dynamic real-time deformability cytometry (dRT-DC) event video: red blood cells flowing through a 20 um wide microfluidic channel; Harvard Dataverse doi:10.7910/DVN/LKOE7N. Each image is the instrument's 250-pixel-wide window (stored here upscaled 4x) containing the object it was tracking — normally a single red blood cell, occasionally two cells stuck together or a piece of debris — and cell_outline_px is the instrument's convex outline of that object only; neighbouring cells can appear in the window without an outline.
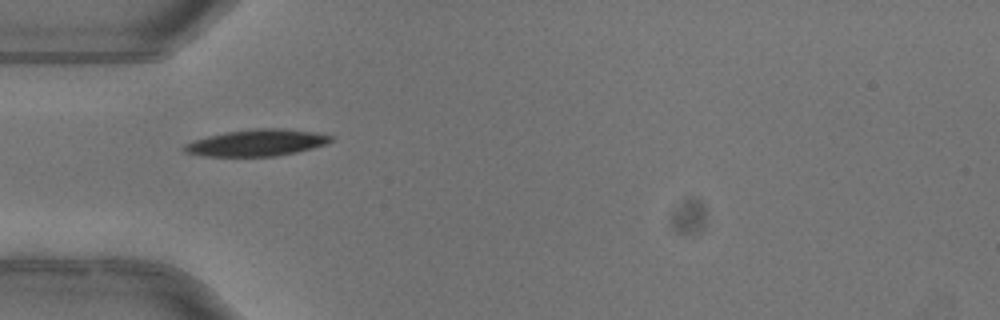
{"species": "common noctule bat (a hibernating species)", "species_latin": "Nyctalus noctula", "temperature_condition": "warm", "stored_images_in_passage": 5, "camera_frame_rate_fps": 3000, "um_per_image_px": 0.085, "animal": {"sex": "female"}, "frame": {"image": 1, "passage_image": 2, "time_ms": 0.333, "image_size_px": [1000, 320], "cell_outline_px": [[332, 140], [328, 144], [296, 152], [272, 156], [204, 156], [184, 152], [180, 148], [184, 144], [192, 140], [208, 136], [228, 132], [252, 128], [284, 128], [316, 132], [332, 136]], "centroid_in_image_um": [21.8, 12.13], "position_along_channel_um": 63.2, "area_um2": 22.83}}
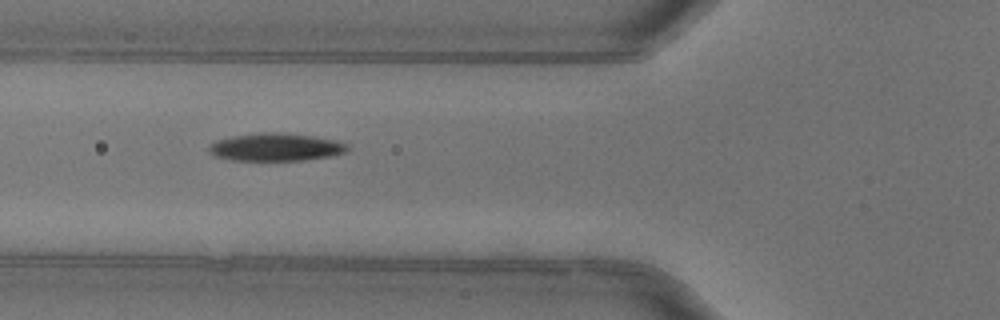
{"frame": {"image": 2, "passage_image": 3, "time_ms": 0.667, "image_size_px": [1000, 320], "cell_outline_px": [[348, 148], [344, 152], [328, 156], [304, 160], [232, 160], [216, 156], [208, 152], [208, 144], [216, 140], [232, 136], [260, 132], [280, 132], [312, 136], [336, 140], [348, 144]], "centroid_in_image_um": [23.39, 12.49], "position_along_channel_um": 102.4, "area_um2": 22.37}}